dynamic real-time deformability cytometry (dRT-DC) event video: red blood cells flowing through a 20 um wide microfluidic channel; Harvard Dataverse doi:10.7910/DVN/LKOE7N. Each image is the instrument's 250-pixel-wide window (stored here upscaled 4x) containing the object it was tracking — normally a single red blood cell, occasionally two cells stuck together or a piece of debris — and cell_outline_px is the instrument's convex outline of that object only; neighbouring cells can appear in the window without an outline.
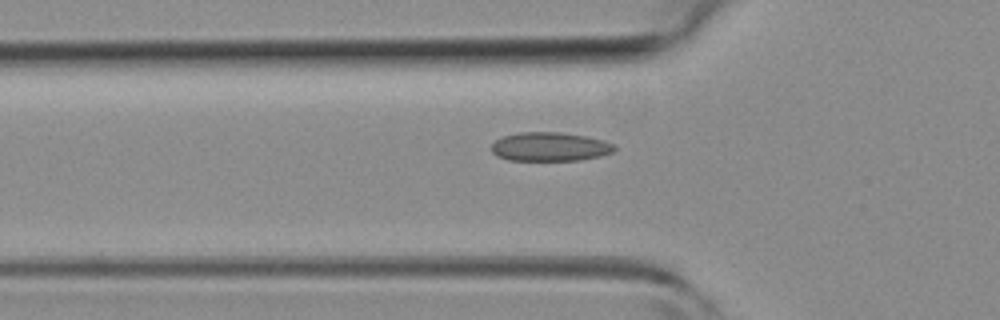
{"species": "common noctule bat (a hibernating species)", "species_latin": "Nyctalus noctula", "temperature_condition": "room temperature", "stored_images_in_passage": 44, "camera_frame_rate_fps": 3000, "um_per_image_px": 0.085, "animal": {"sex": "female", "body_mass_g": 19.3, "forearm_length_mm": 54.1}, "frame": {"image": 1, "passage_image": 15, "time_ms": 4.667, "image_size_px": [1000, 320], "cell_outline_px": [[616, 148], [612, 152], [600, 156], [580, 160], [508, 160], [496, 156], [492, 152], [492, 144], [496, 140], [504, 136], [516, 132], [560, 132], [584, 136], [604, 140], [612, 144]], "centroid_in_image_um": [46.71, 12.47], "position_along_channel_um": 79.1, "area_um2": 20.63}}
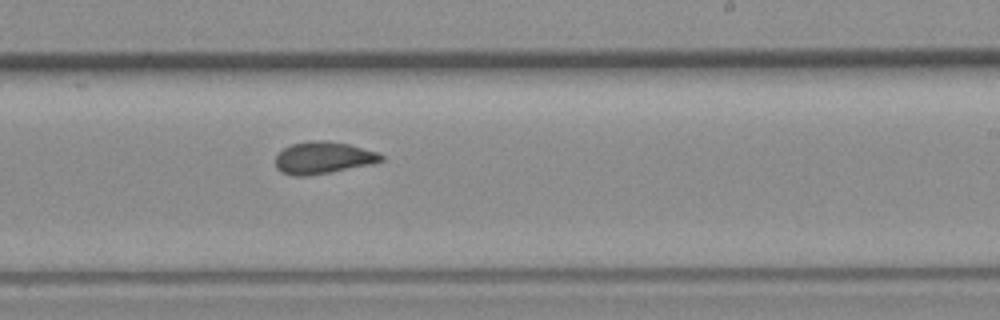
{"frame": {"image": 2, "passage_image": 27, "time_ms": 8.667, "image_size_px": [1000, 320], "cell_outline_px": [[384, 160], [372, 164], [328, 172], [304, 176], [292, 176], [280, 172], [276, 168], [276, 156], [284, 148], [292, 144], [308, 140], [324, 140], [348, 144], [376, 152], [384, 156]], "centroid_in_image_um": [27.44, 13.41], "position_along_channel_um": 261.6, "area_um2": 19.59}}
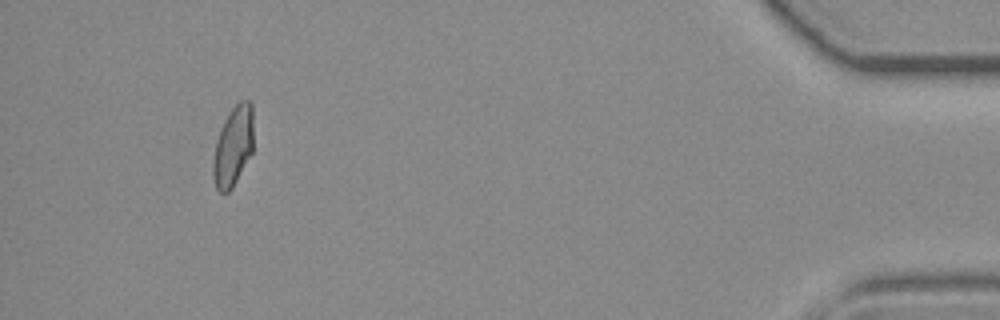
{"frame": {"image": 3, "passage_image": 42, "time_ms": 13.667, "image_size_px": [1000, 320], "cell_outline_px": [[252, 152], [232, 188], [228, 192], [220, 192], [216, 188], [212, 176], [212, 164], [216, 140], [220, 128], [224, 120], [232, 108], [240, 100], [248, 100], [252, 104]], "centroid_in_image_um": [19.79, 12.43], "position_along_channel_um": 415.4, "area_um2": 18.73}}